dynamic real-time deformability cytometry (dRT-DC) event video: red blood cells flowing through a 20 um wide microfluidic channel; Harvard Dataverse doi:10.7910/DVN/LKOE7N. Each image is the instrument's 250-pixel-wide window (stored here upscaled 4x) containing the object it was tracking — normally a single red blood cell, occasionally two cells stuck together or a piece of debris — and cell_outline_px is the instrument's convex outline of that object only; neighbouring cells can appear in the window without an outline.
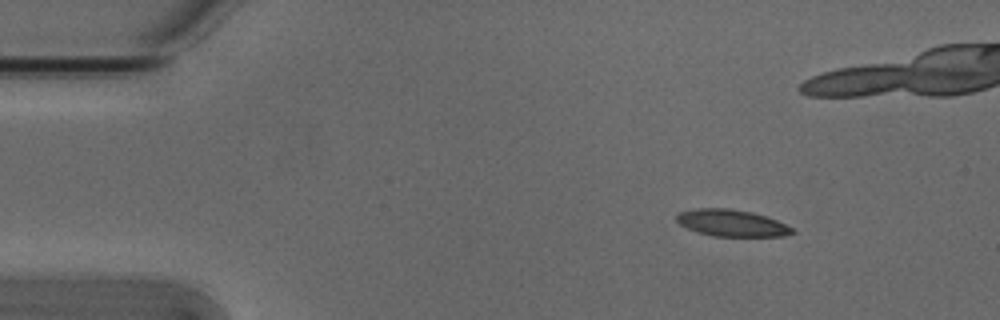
{"species": "Egyptian fruit bat (a non-hibernating species)", "species_latin": "Rousettus aegyptiacus", "temperature_condition": "cold", "stored_images_in_passage": 5, "camera_frame_rate_fps": 3000, "um_per_image_px": 0.085, "animal": {"sex": "male"}, "frame": {"image": 1, "passage_image": 1, "time_ms": 0.0, "image_size_px": [1000, 320], "cell_outline_px": [[796, 232], [784, 236], [712, 236], [696, 232], [680, 224], [676, 220], [676, 216], [680, 212], [696, 208], [728, 208], [752, 212], [776, 220], [792, 228]], "centroid_in_image_um": [62.17, 18.96], "position_along_channel_um": 22.8, "area_um2": 17.92}}